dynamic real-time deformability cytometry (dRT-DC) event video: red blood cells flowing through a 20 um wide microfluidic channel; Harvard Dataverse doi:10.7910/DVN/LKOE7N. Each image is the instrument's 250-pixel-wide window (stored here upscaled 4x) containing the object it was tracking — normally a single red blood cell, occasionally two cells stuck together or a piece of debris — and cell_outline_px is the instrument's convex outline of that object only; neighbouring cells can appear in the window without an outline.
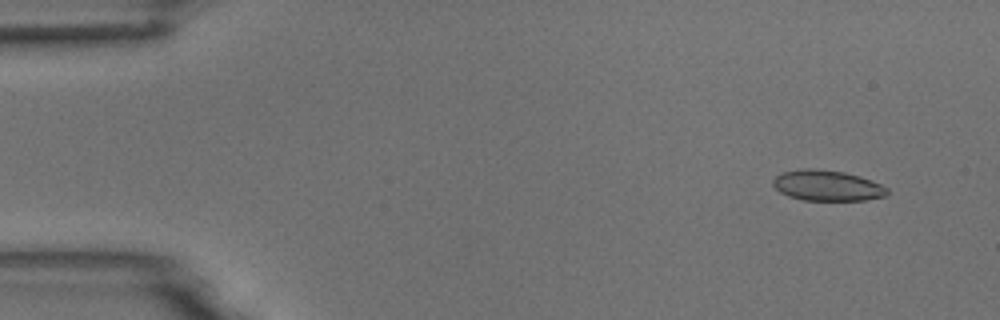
{"species": "common noctule bat (a hibernating species)", "species_latin": "Nyctalus noctula", "temperature_condition": "room temperature", "stored_images_in_passage": 54, "camera_frame_rate_fps": 3000, "um_per_image_px": 0.085, "animal": {"sex": "male", "body_mass_g": 18.8}, "frame": {"image": 1, "passage_image": 4, "time_ms": 1.0, "image_size_px": [1000, 320], "cell_outline_px": [[888, 196], [864, 200], [804, 200], [788, 196], [780, 192], [772, 184], [772, 180], [776, 176], [784, 172], [808, 168], [812, 168], [844, 172], [860, 176], [880, 184], [888, 188]], "centroid_in_image_um": [70.33, 15.78], "position_along_channel_um": 14.7, "area_um2": 20.29}}
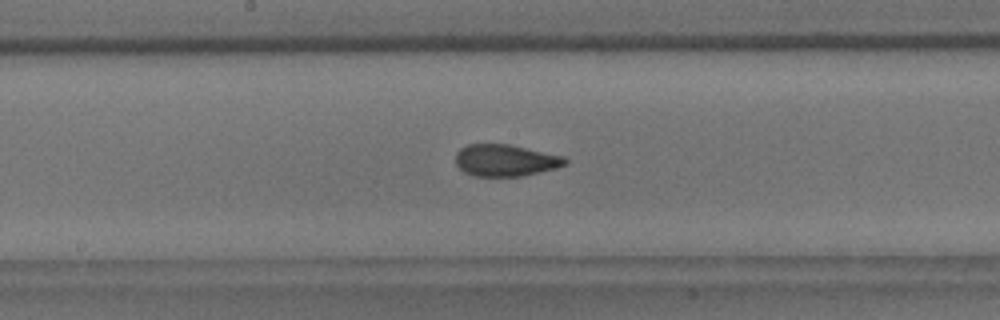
{"frame": {"image": 2, "passage_image": 28, "time_ms": 9.0, "image_size_px": [1000, 320], "cell_outline_px": [[568, 164], [556, 168], [520, 176], [472, 176], [464, 172], [456, 164], [456, 152], [460, 148], [468, 144], [508, 144], [564, 156], [568, 160]], "centroid_in_image_um": [42.95, 13.63], "position_along_channel_um": 205.2, "area_um2": 20.29}}
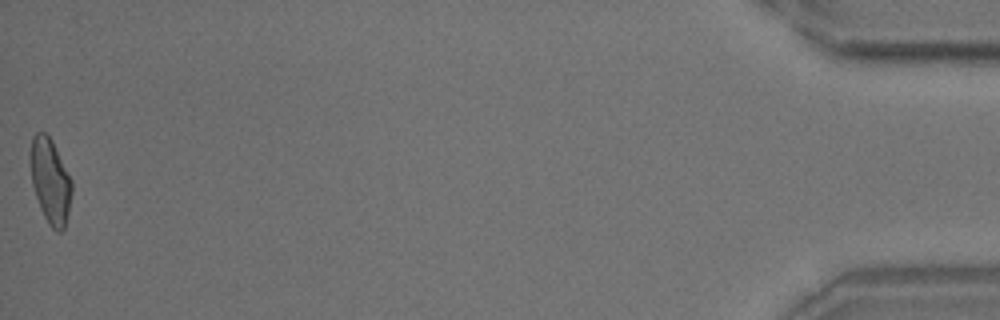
{"frame": {"image": 3, "passage_image": 54, "time_ms": 17.667, "image_size_px": [1000, 320], "cell_outline_px": [[72, 192], [68, 212], [64, 228], [60, 232], [56, 232], [48, 224], [40, 208], [32, 184], [28, 160], [28, 152], [32, 136], [36, 132], [44, 132], [52, 140], [72, 180]], "centroid_in_image_um": [4.24, 15.34], "position_along_channel_um": 431.0, "area_um2": 20.87}, "authors_computed_cell_mechanics": {"area_um2": 20.4612, "velocity_mm_per_s": 3.7236, "shape_relaxation_time_tau1_ms": 5.983, "shape_relaxation_time_tau2_ms": 1.4085, "deformation_change_tau1": 0.1458, "deformation_change_tau2": 0.0559}}